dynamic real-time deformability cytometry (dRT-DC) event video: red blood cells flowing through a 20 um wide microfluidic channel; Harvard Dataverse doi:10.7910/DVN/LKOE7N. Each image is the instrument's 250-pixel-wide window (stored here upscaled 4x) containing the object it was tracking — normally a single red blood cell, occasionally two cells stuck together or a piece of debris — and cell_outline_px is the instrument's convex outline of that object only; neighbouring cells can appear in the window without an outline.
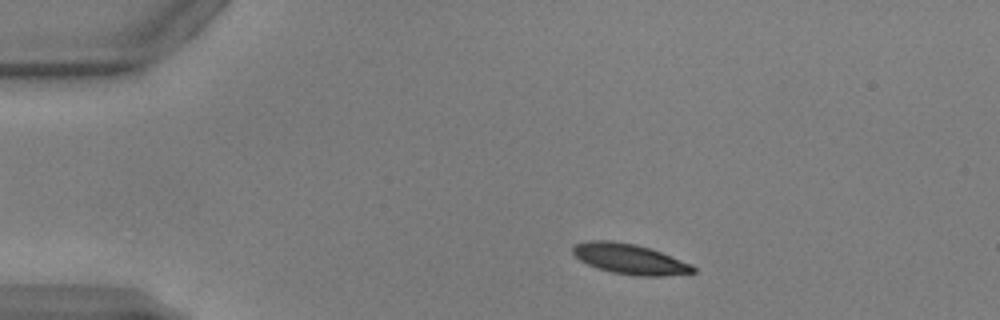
{"species": "common noctule bat (a hibernating species)", "species_latin": "Nyctalus noctula", "temperature_condition": "warm", "stored_images_in_passage": 48, "camera_frame_rate_fps": 3000, "um_per_image_px": 0.085, "animal": {"sex": "male", "body_mass_g": 17.9, "forearm_length_mm": 54.2}, "frame": {"image": 1, "passage_image": 6, "time_ms": 1.667, "image_size_px": [1000, 320], "cell_outline_px": [[696, 272], [660, 276], [636, 276], [612, 272], [588, 264], [580, 260], [572, 252], [572, 248], [576, 244], [588, 240], [612, 240], [636, 244], [660, 252], [692, 264], [696, 268]], "centroid_in_image_um": [53.52, 22.01], "position_along_channel_um": 31.5, "area_um2": 21.04}}
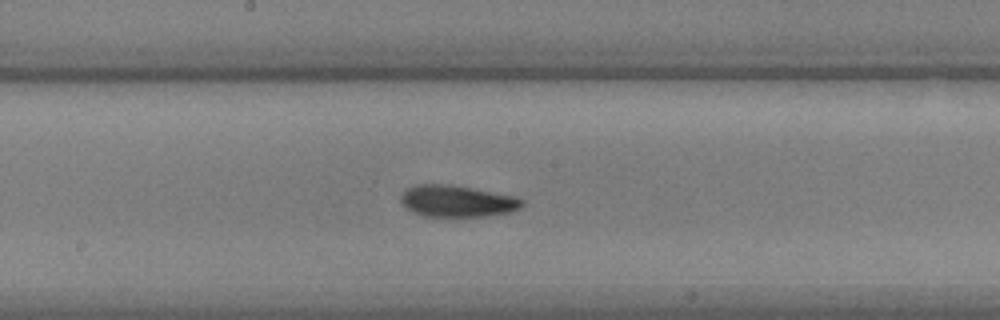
{"frame": {"image": 2, "passage_image": 24, "time_ms": 7.667, "image_size_px": [1000, 320], "cell_outline_px": [[524, 204], [520, 208], [512, 212], [488, 216], [420, 216], [404, 208], [400, 200], [400, 196], [408, 188], [416, 184], [448, 184], [472, 188], [516, 196], [524, 200]], "centroid_in_image_um": [38.85, 17.1], "position_along_channel_um": 209.3, "area_um2": 22.6}}
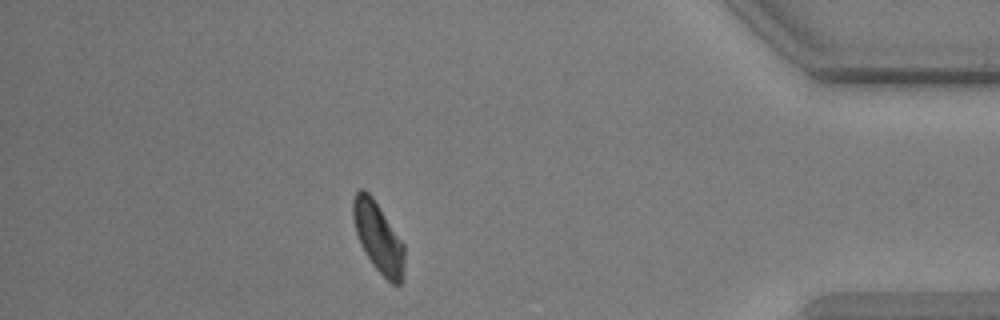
{"frame": {"image": 3, "passage_image": 42, "time_ms": 13.667, "image_size_px": [1000, 320], "cell_outline_px": [[404, 280], [400, 284], [392, 284], [372, 264], [364, 252], [360, 244], [352, 220], [352, 200], [356, 192], [360, 188], [364, 188], [372, 196], [404, 244]], "centroid_in_image_um": [32.14, 20.17], "position_along_channel_um": 403.1, "area_um2": 21.1}, "authors_computed_cell_mechanics": {"area_um2": 21.7906, "velocity_mm_per_s": 3.8828, "shape_relaxation_time_tau1_ms": 2.2029, "shape_relaxation_time_tau2_ms": 3.5774, "deformation_change_tau1": 0.1392, "deformation_change_tau2": 0.1035}}